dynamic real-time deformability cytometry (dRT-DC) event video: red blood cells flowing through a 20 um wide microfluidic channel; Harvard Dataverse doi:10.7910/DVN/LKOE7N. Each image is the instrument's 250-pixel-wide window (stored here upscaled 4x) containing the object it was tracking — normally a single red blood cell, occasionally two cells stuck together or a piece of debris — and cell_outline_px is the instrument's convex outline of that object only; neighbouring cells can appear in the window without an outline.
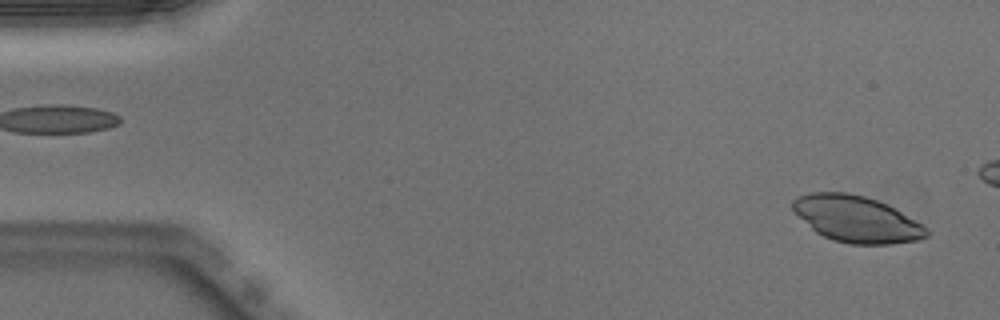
{"species": "Egyptian fruit bat (a non-hibernating species)", "species_latin": "Rousettus aegyptiacus", "temperature_condition": "warm", "stored_images_in_passage": 15, "camera_frame_rate_fps": 3000, "um_per_image_px": 0.085, "animal": {"sex": "male"}, "frame": {"image": 1, "passage_image": 2, "time_ms": 0.333, "image_size_px": [1000, 320], "cell_outline_px": [[928, 236], [916, 240], [892, 244], [848, 244], [832, 240], [816, 232], [792, 212], [792, 200], [796, 196], [812, 192], [848, 192], [864, 196], [876, 200], [900, 212], [928, 228]], "centroid_in_image_um": [72.73, 18.62], "position_along_channel_um": 12.3, "area_um2": 36.01}}